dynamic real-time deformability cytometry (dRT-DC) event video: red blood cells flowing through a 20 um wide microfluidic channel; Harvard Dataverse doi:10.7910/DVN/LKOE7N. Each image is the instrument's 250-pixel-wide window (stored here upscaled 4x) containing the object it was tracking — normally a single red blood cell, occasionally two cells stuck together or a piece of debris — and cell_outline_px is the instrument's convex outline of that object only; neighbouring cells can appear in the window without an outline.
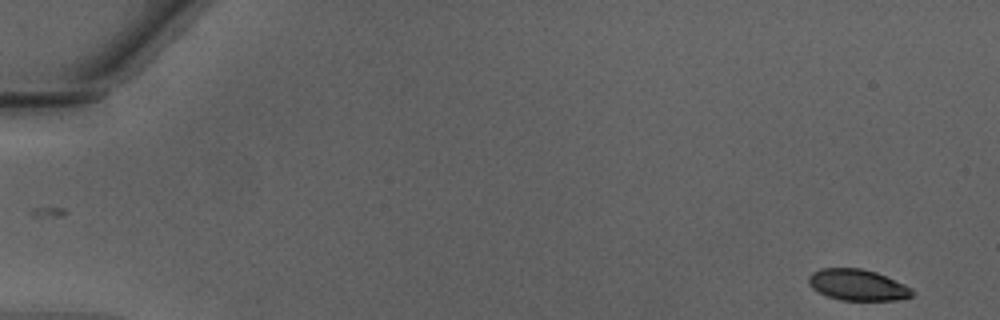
{"species": "Egyptian fruit bat (a non-hibernating species)", "species_latin": "Rousettus aegyptiacus", "temperature_condition": "warm", "stored_images_in_passage": 28, "camera_frame_rate_fps": 3000, "um_per_image_px": 0.085, "animal": {"sex": "male"}, "frame": {"image": 1, "passage_image": 1, "time_ms": 0.0, "image_size_px": [1000, 320], "cell_outline_px": [[916, 292], [912, 296], [896, 300], [840, 300], [828, 296], [812, 288], [808, 284], [808, 276], [812, 272], [820, 268], [860, 268], [876, 272], [904, 284], [912, 288]], "centroid_in_image_um": [72.89, 24.21], "position_along_channel_um": 12.1, "area_um2": 18.84}}
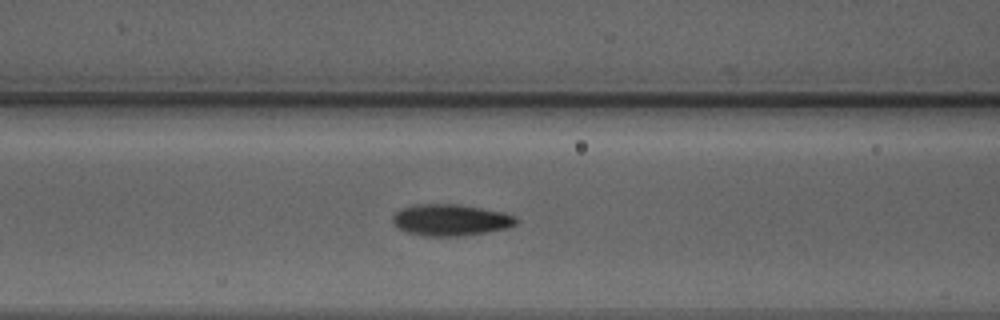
{"frame": {"image": 2, "passage_image": 20, "time_ms": 6.333, "image_size_px": [1000, 320], "cell_outline_px": [[516, 224], [508, 228], [464, 236], [424, 236], [404, 232], [392, 220], [392, 216], [396, 212], [404, 208], [416, 204], [460, 204], [504, 212], [516, 216]], "centroid_in_image_um": [38.32, 18.7], "position_along_channel_um": 128.3, "area_um2": 22.72}}
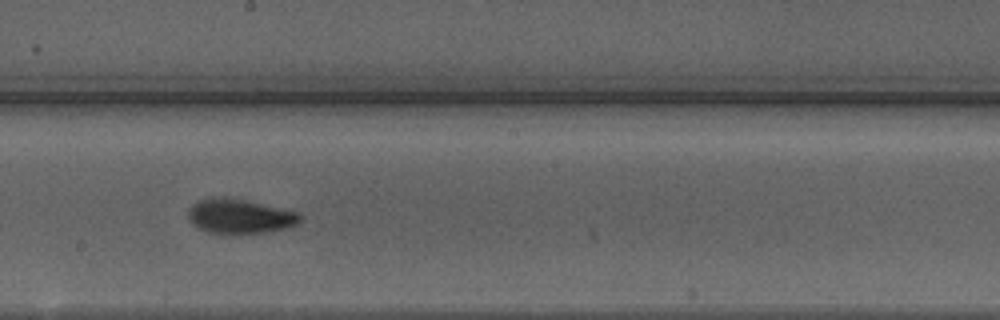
{"frame": {"image": 3, "passage_image": 27, "time_ms": 8.667, "image_size_px": [1000, 320], "cell_outline_px": [[304, 220], [288, 228], [264, 232], [224, 236], [208, 232], [192, 224], [188, 216], [188, 208], [192, 204], [200, 200], [216, 196], [224, 196], [244, 200], [300, 212], [304, 216]], "centroid_in_image_um": [20.4, 18.4], "position_along_channel_um": 227.8, "area_um2": 23.18}}